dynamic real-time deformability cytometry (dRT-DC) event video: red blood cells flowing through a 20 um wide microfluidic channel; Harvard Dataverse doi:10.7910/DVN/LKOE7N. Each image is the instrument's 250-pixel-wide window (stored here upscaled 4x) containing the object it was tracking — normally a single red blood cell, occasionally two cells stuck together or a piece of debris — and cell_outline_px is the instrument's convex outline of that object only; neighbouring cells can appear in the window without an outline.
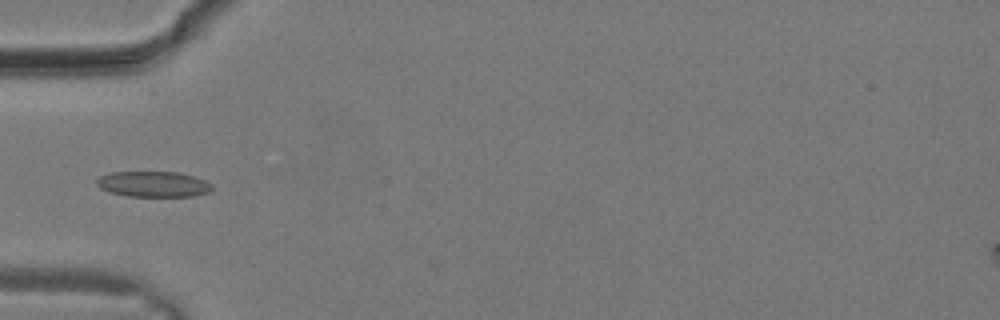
{"species": "common noctule bat (a hibernating species)", "species_latin": "Nyctalus noctula", "temperature_condition": "warm", "stored_images_in_passage": 13, "camera_frame_rate_fps": 3000, "um_per_image_px": 0.085, "animal": {"sex": "male", "body_mass_g": 19.2, "forearm_length_mm": 51.8}, "frame": {"image": 1, "passage_image": 2, "time_ms": 0.333, "image_size_px": [1000, 320], "cell_outline_px": [[212, 188], [208, 192], [192, 196], [128, 196], [108, 192], [100, 188], [96, 184], [96, 180], [100, 176], [112, 172], [176, 172], [192, 176], [204, 180], [212, 184]], "centroid_in_image_um": [12.99, 15.65], "position_along_channel_um": 72.0, "area_um2": 17.11}}
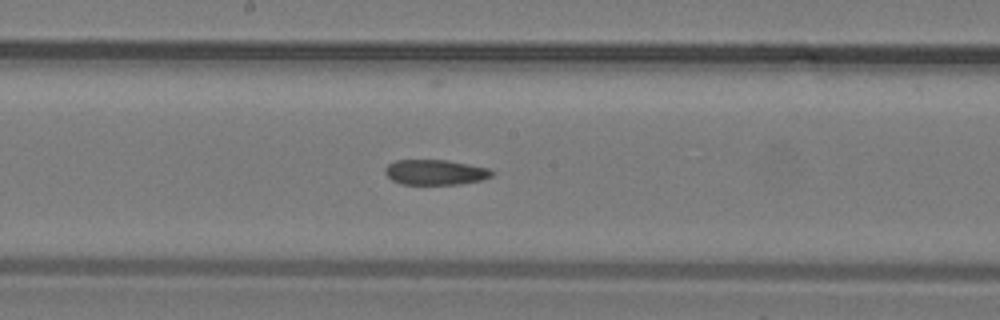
{"frame": {"image": 2, "passage_image": 8, "time_ms": 2.333, "image_size_px": [1000, 320], "cell_outline_px": [[496, 172], [492, 176], [480, 180], [460, 184], [400, 184], [392, 180], [384, 172], [384, 168], [388, 164], [396, 160], [448, 160], [488, 168]], "centroid_in_image_um": [36.99, 14.64], "position_along_channel_um": 211.2, "area_um2": 15.72}}
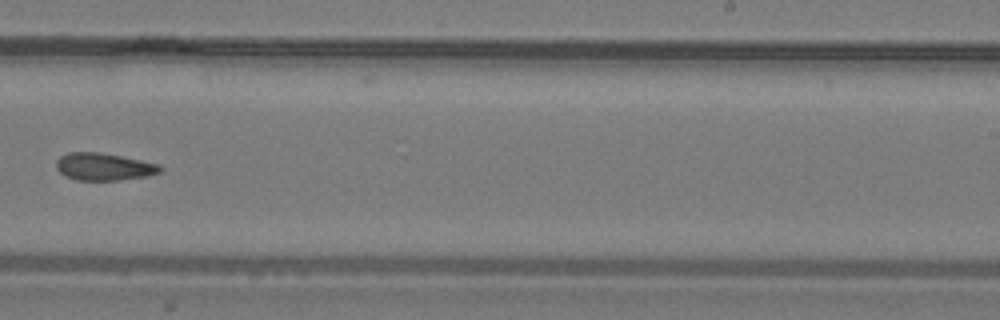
{"frame": {"image": 3, "passage_image": 11, "time_ms": 3.333, "image_size_px": [1000, 320], "cell_outline_px": [[164, 168], [160, 172], [148, 176], [120, 180], [76, 180], [64, 176], [56, 168], [56, 160], [60, 156], [68, 152], [100, 152], [160, 164]], "centroid_in_image_um": [8.82, 14.17], "position_along_channel_um": 280.2, "area_um2": 16.7}}